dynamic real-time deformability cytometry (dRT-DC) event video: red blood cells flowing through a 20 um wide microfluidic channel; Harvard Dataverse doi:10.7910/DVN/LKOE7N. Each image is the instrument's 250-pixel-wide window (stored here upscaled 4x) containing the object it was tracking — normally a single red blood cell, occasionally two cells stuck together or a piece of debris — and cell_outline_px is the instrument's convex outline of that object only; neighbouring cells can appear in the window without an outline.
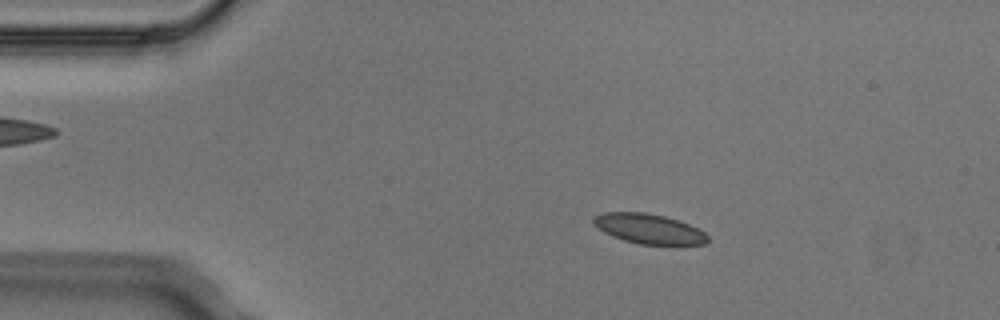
{"species": "Egyptian fruit bat (a non-hibernating species)", "species_latin": "Rousettus aegyptiacus", "temperature_condition": "cold", "stored_images_in_passage": 6, "camera_frame_rate_fps": 3000, "um_per_image_px": 0.085, "animal": {"sex": "male"}, "frame": {"image": 1, "passage_image": 1, "time_ms": 0.0, "image_size_px": [1000, 320], "cell_outline_px": [[708, 240], [704, 244], [640, 244], [624, 240], [612, 236], [604, 232], [592, 224], [592, 216], [604, 212], [644, 212], [664, 216], [688, 224], [704, 232], [708, 236]], "centroid_in_image_um": [55.09, 19.43], "position_along_channel_um": 29.9, "area_um2": 19.71}}
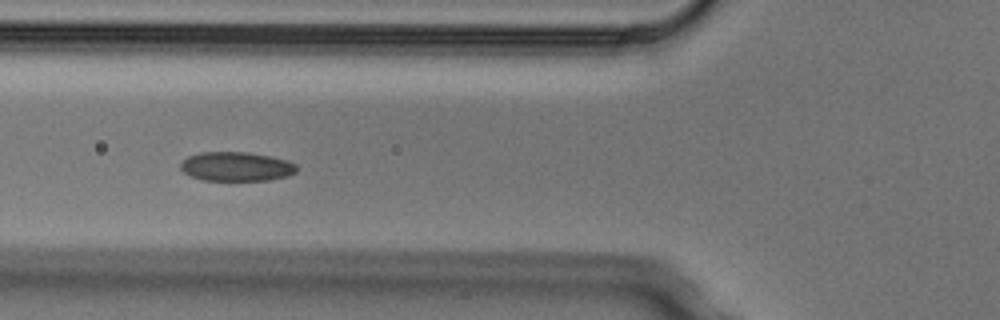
{"frame": {"image": 2, "passage_image": 4, "time_ms": 1.0, "image_size_px": [1000, 320], "cell_outline_px": [[296, 172], [288, 176], [268, 180], [204, 180], [192, 176], [184, 172], [180, 168], [180, 164], [188, 156], [200, 152], [248, 152], [288, 160], [296, 164]], "centroid_in_image_um": [20.1, 14.15], "position_along_channel_um": 105.7, "area_um2": 19.65}}
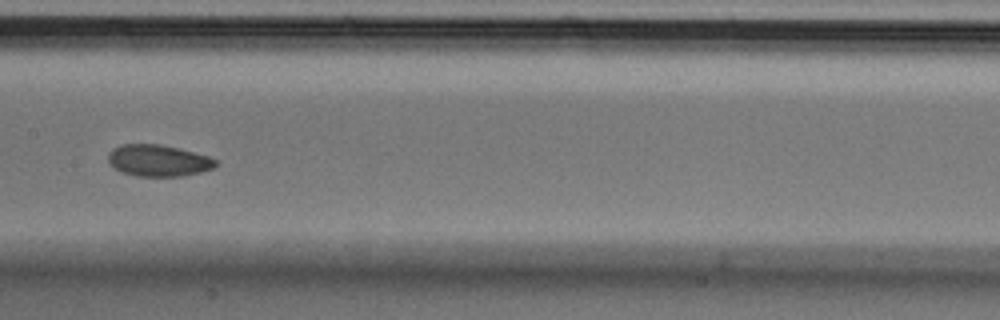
{"frame": {"image": 3, "passage_image": 6, "time_ms": 1.667, "image_size_px": [1000, 320], "cell_outline_px": [[216, 164], [212, 168], [200, 172], [184, 176], [136, 176], [120, 172], [108, 160], [108, 152], [112, 148], [124, 144], [160, 144], [180, 148], [208, 156], [216, 160]], "centroid_in_image_um": [13.44, 13.64], "position_along_channel_um": 194.0, "area_um2": 19.77}}